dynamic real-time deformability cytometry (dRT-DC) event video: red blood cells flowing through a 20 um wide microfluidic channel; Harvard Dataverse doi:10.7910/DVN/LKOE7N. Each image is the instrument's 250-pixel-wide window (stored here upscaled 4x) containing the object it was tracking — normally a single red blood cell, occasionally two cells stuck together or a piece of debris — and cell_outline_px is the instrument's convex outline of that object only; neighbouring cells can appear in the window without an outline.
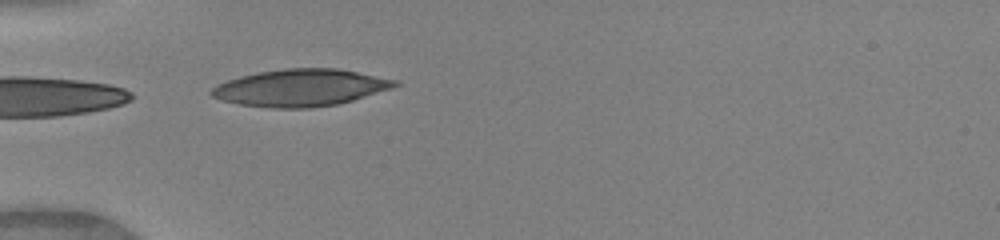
{"species": "human", "species_latin": "Homo sapiens", "temperature_condition": "warm", "stored_images_in_passage": 3, "camera_frame_rate_fps": 3000, "um_per_image_px": 0.085, "donor": {"sex": "female"}, "frame": {"image": 1, "passage_image": 1, "time_ms": 0.0, "image_size_px": [1000, 240], "cell_outline_px": [[400, 84], [392, 88], [352, 100], [336, 104], [312, 108], [272, 108], [240, 104], [224, 100], [212, 96], [208, 92], [212, 88], [228, 80], [240, 76], [256, 72], [284, 68], [336, 68], [400, 80]], "centroid_in_image_um": [25.57, 7.45], "position_along_channel_um": 59.4, "area_um2": 39.48}}